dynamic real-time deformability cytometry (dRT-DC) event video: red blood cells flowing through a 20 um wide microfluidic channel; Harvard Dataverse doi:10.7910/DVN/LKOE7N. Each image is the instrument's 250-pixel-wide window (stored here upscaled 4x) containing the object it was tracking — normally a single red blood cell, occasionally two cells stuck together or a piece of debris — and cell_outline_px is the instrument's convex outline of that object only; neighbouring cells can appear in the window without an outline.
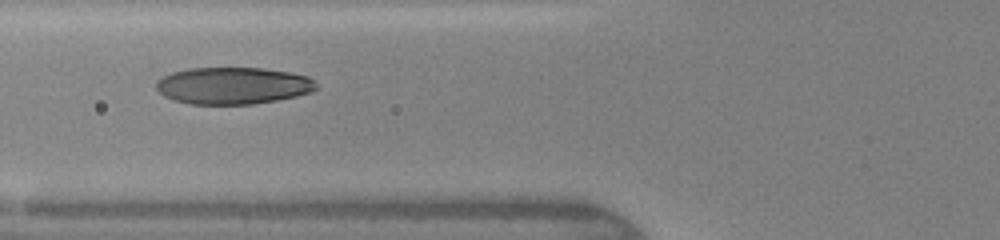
{"species": "human", "species_latin": "Homo sapiens", "temperature_condition": "warm", "stored_images_in_passage": 7, "camera_frame_rate_fps": 3000, "um_per_image_px": 0.085, "donor": {"sex": "female"}, "frame": {"image": 1, "passage_image": 6, "time_ms": 4.0, "image_size_px": [1000, 240], "cell_outline_px": [[316, 88], [312, 92], [296, 96], [276, 100], [252, 104], [188, 104], [172, 100], [164, 96], [156, 88], [156, 80], [172, 72], [188, 68], [264, 68], [288, 72], [308, 76], [316, 84]], "centroid_in_image_um": [19.77, 7.28], "position_along_channel_um": 106.0, "area_um2": 34.51}}